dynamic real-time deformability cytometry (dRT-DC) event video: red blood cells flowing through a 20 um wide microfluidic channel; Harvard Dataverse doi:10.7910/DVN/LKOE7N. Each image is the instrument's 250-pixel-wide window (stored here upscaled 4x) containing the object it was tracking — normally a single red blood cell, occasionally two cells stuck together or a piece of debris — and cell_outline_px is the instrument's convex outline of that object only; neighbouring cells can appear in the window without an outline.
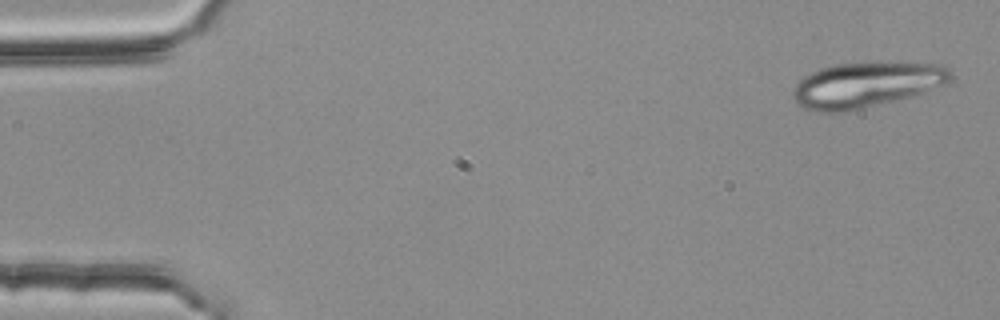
{"species": "common noctule bat (a hibernating species)", "species_latin": "Nyctalus noctula", "temperature_condition": "room temperature", "stored_images_in_passage": 20, "camera_frame_rate_fps": 3000, "um_per_image_px": 0.085, "animal": {"sex": "female", "body_mass_g": 25.1}, "frame": {"image": 1, "passage_image": 1, "time_ms": 0.0, "image_size_px": [1000, 320], "cell_outline_px": [[952, 80], [948, 84], [908, 96], [892, 100], [840, 112], [816, 112], [804, 108], [792, 96], [792, 92], [796, 84], [804, 76], [820, 68], [836, 64], [888, 60], [932, 64], [948, 68], [952, 72]], "centroid_in_image_um": [73.64, 7.15], "position_along_channel_um": 11.4, "area_um2": 41.56}}
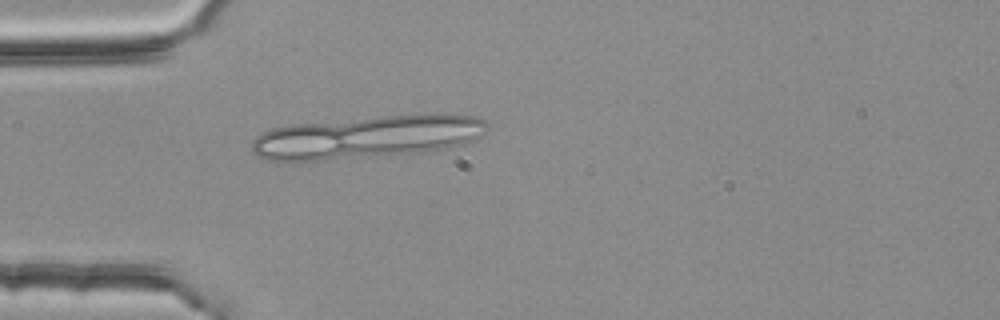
{"frame": {"image": 2, "passage_image": 14, "time_ms": 4.333, "image_size_px": [1000, 320], "cell_outline_px": [[488, 128], [480, 136], [472, 140], [440, 148], [420, 152], [316, 160], [268, 160], [256, 156], [252, 152], [252, 140], [260, 132], [272, 128], [288, 124], [384, 116], [472, 116], [484, 120], [488, 124]], "centroid_in_image_um": [31.04, 11.65], "position_along_channel_um": 54.0, "area_um2": 56.99}}